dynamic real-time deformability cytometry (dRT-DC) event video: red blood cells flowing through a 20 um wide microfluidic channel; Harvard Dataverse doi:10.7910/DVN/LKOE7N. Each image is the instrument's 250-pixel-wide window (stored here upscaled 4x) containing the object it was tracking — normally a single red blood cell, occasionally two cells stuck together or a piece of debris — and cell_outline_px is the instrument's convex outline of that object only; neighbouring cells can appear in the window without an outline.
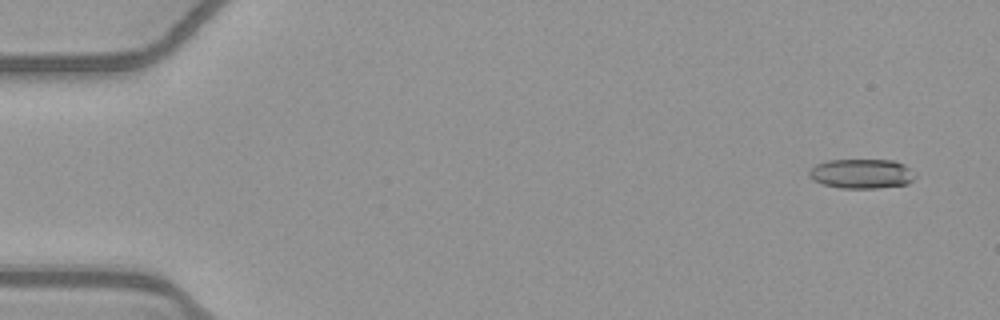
{"species": "common noctule bat (a hibernating species)", "species_latin": "Nyctalus noctula", "temperature_condition": "warm", "stored_images_in_passage": 53, "camera_frame_rate_fps": 3000, "um_per_image_px": 0.085, "animal": {"sex": "female", "body_mass_g": 21.9}, "frame": {"image": 1, "passage_image": 3, "time_ms": 0.667, "image_size_px": [1000, 320], "cell_outline_px": [[916, 176], [908, 184], [876, 188], [840, 188], [824, 184], [812, 180], [808, 176], [808, 172], [816, 164], [828, 160], [896, 160], [904, 164]], "centroid_in_image_um": [73.22, 14.76], "position_along_channel_um": 11.8, "area_um2": 18.26}}
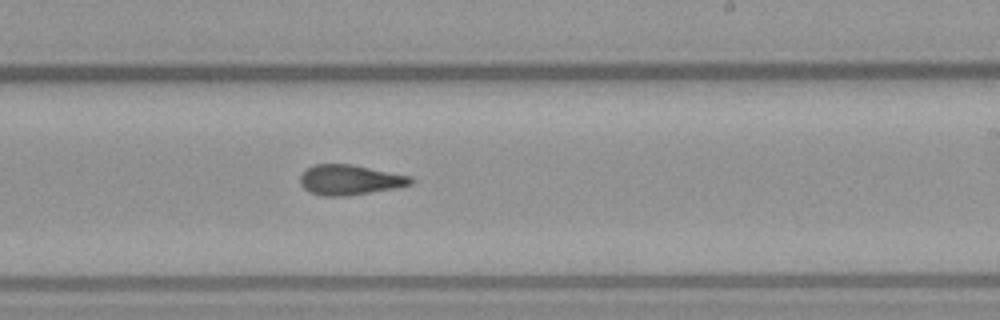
{"frame": {"image": 2, "passage_image": 32, "time_ms": 10.333, "image_size_px": [1000, 320], "cell_outline_px": [[416, 180], [412, 184], [400, 188], [348, 196], [320, 196], [308, 192], [300, 184], [300, 176], [308, 168], [316, 164], [352, 164], [412, 176]], "centroid_in_image_um": [29.79, 15.3], "position_along_channel_um": 259.2, "area_um2": 19.83}}
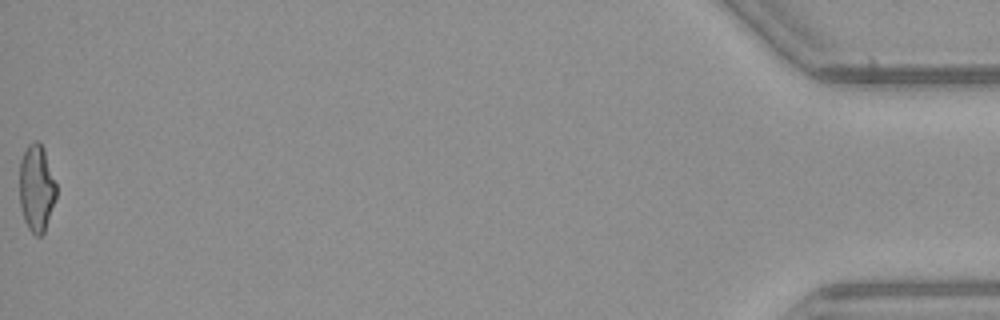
{"frame": {"image": 3, "passage_image": 53, "time_ms": 17.333, "image_size_px": [1000, 320], "cell_outline_px": [[56, 200], [44, 232], [40, 236], [36, 236], [28, 228], [24, 220], [20, 208], [20, 160], [28, 144], [32, 140], [40, 140], [44, 148], [56, 184]], "centroid_in_image_um": [3.11, 15.97], "position_along_channel_um": 432.1, "area_um2": 18.84}, "authors_computed_cell_mechanics": {"area_um2": 19.363, "velocity_mm_per_s": 3.9511, "shape_relaxation_time_tau1_ms": null, "shape_relaxation_time_tau2_ms": 2.6073, "deformation_change_tau1": null, "deformation_change_tau2": 0.123}}